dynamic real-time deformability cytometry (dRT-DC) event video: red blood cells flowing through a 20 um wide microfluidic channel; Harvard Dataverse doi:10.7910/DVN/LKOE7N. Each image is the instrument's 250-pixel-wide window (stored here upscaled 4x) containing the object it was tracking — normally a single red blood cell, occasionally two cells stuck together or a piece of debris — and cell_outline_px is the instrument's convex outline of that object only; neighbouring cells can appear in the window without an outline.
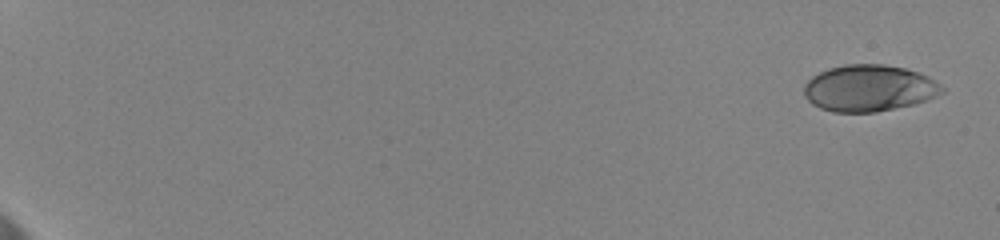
{"species": "human", "species_latin": "Homo sapiens", "temperature_condition": "cold", "stored_images_in_passage": 46, "camera_frame_rate_fps": 3000, "um_per_image_px": 0.085, "donor": {"sex": "female"}, "frame": {"image": 1, "passage_image": 1, "time_ms": 0.0, "image_size_px": [1000, 240], "cell_outline_px": [[944, 92], [936, 96], [912, 104], [876, 112], [832, 112], [820, 108], [812, 104], [804, 96], [804, 84], [812, 76], [828, 68], [844, 64], [884, 64], [904, 68], [928, 76], [940, 84], [944, 88]], "centroid_in_image_um": [73.83, 7.49], "position_along_channel_um": 11.2, "area_um2": 37.4}}
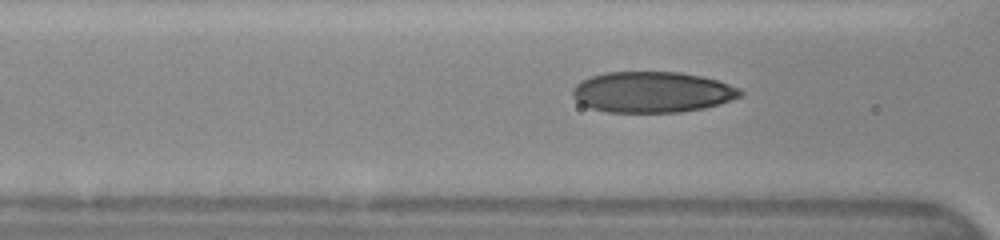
{"frame": {"image": 2, "passage_image": 22, "time_ms": 8.667, "image_size_px": [1000, 240], "cell_outline_px": [[744, 92], [740, 96], [732, 100], [720, 104], [704, 108], [680, 112], [608, 112], [592, 108], [580, 104], [572, 96], [572, 88], [576, 84], [592, 76], [604, 72], [680, 72], [700, 76], [716, 80], [740, 88]], "centroid_in_image_um": [55.44, 7.83], "position_along_channel_um": 111.2, "area_um2": 39.94}}
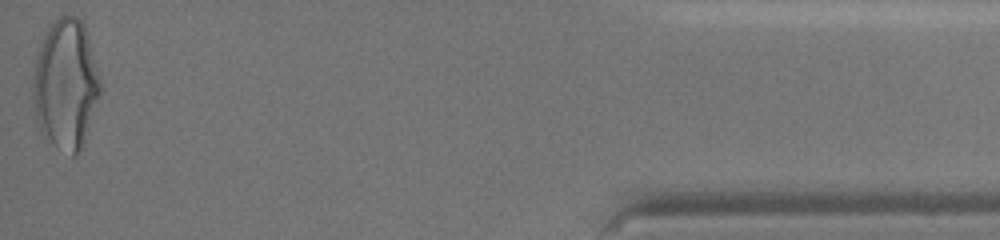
{"frame": {"image": 3, "passage_image": 46, "time_ms": 19.333, "image_size_px": [1000, 240], "cell_outline_px": [[100, 92], [84, 148], [76, 156], [72, 156], [56, 148], [40, 132], [36, 120], [32, 100], [32, 84], [36, 60], [44, 36], [48, 28], [60, 16], [76, 16], [84, 24], [100, 80]], "centroid_in_image_um": [5.58, 7.27], "position_along_channel_um": 429.6, "area_um2": 51.04}, "authors_computed_cell_mechanics": {"area_um2": 38.5237, "velocity_mm_per_s": 3.5514, "shape_relaxation_time_tau1_ms": 4.4314, "shape_relaxation_time_tau2_ms": 1.2441, "deformation_change_tau1": 0.1617, "deformation_change_tau2": 0.0734}}